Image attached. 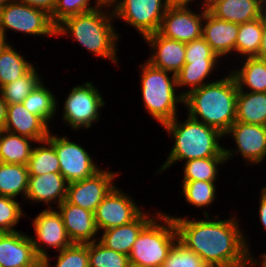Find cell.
Masks as SVG:
<instances>
[{
    "label": "cell",
    "mask_w": 266,
    "mask_h": 267,
    "mask_svg": "<svg viewBox=\"0 0 266 267\" xmlns=\"http://www.w3.org/2000/svg\"><path fill=\"white\" fill-rule=\"evenodd\" d=\"M56 97L43 83L33 90L24 100L23 105L31 113L38 116L47 126L56 113Z\"/></svg>",
    "instance_id": "obj_31"
},
{
    "label": "cell",
    "mask_w": 266,
    "mask_h": 267,
    "mask_svg": "<svg viewBox=\"0 0 266 267\" xmlns=\"http://www.w3.org/2000/svg\"><path fill=\"white\" fill-rule=\"evenodd\" d=\"M0 266L42 267L31 237L18 231L0 233Z\"/></svg>",
    "instance_id": "obj_15"
},
{
    "label": "cell",
    "mask_w": 266,
    "mask_h": 267,
    "mask_svg": "<svg viewBox=\"0 0 266 267\" xmlns=\"http://www.w3.org/2000/svg\"><path fill=\"white\" fill-rule=\"evenodd\" d=\"M260 201H261L259 208L260 221L263 224L264 228L266 229V193L264 191L261 192Z\"/></svg>",
    "instance_id": "obj_44"
},
{
    "label": "cell",
    "mask_w": 266,
    "mask_h": 267,
    "mask_svg": "<svg viewBox=\"0 0 266 267\" xmlns=\"http://www.w3.org/2000/svg\"><path fill=\"white\" fill-rule=\"evenodd\" d=\"M68 182L61 173H46L43 175H29L26 199L34 202H45L49 205L51 201L58 205L67 196Z\"/></svg>",
    "instance_id": "obj_22"
},
{
    "label": "cell",
    "mask_w": 266,
    "mask_h": 267,
    "mask_svg": "<svg viewBox=\"0 0 266 267\" xmlns=\"http://www.w3.org/2000/svg\"><path fill=\"white\" fill-rule=\"evenodd\" d=\"M55 267H89L87 244L72 243L61 250Z\"/></svg>",
    "instance_id": "obj_39"
},
{
    "label": "cell",
    "mask_w": 266,
    "mask_h": 267,
    "mask_svg": "<svg viewBox=\"0 0 266 267\" xmlns=\"http://www.w3.org/2000/svg\"><path fill=\"white\" fill-rule=\"evenodd\" d=\"M204 8L205 25L202 37L211 46L212 51L220 58L235 51V42L239 32V24L225 21L213 16Z\"/></svg>",
    "instance_id": "obj_19"
},
{
    "label": "cell",
    "mask_w": 266,
    "mask_h": 267,
    "mask_svg": "<svg viewBox=\"0 0 266 267\" xmlns=\"http://www.w3.org/2000/svg\"><path fill=\"white\" fill-rule=\"evenodd\" d=\"M29 141L33 139L5 130L0 134V162L27 165L33 148Z\"/></svg>",
    "instance_id": "obj_25"
},
{
    "label": "cell",
    "mask_w": 266,
    "mask_h": 267,
    "mask_svg": "<svg viewBox=\"0 0 266 267\" xmlns=\"http://www.w3.org/2000/svg\"><path fill=\"white\" fill-rule=\"evenodd\" d=\"M177 116L164 125L166 131L174 138V146L161 171L168 169L179 160L202 159L207 157H226L229 160L233 151L220 146L219 139L224 135L217 129L188 116L185 122H177Z\"/></svg>",
    "instance_id": "obj_3"
},
{
    "label": "cell",
    "mask_w": 266,
    "mask_h": 267,
    "mask_svg": "<svg viewBox=\"0 0 266 267\" xmlns=\"http://www.w3.org/2000/svg\"><path fill=\"white\" fill-rule=\"evenodd\" d=\"M102 8L63 19L56 25V35L68 36L70 33L75 41L94 55L116 63V41L119 35L111 23L114 14L111 11V14L107 11L105 13Z\"/></svg>",
    "instance_id": "obj_4"
},
{
    "label": "cell",
    "mask_w": 266,
    "mask_h": 267,
    "mask_svg": "<svg viewBox=\"0 0 266 267\" xmlns=\"http://www.w3.org/2000/svg\"><path fill=\"white\" fill-rule=\"evenodd\" d=\"M3 130L31 138L36 143L47 139L50 132L49 127L38 116L31 114L23 103L7 105Z\"/></svg>",
    "instance_id": "obj_20"
},
{
    "label": "cell",
    "mask_w": 266,
    "mask_h": 267,
    "mask_svg": "<svg viewBox=\"0 0 266 267\" xmlns=\"http://www.w3.org/2000/svg\"><path fill=\"white\" fill-rule=\"evenodd\" d=\"M32 67L33 64L9 44L0 54V89L25 75Z\"/></svg>",
    "instance_id": "obj_29"
},
{
    "label": "cell",
    "mask_w": 266,
    "mask_h": 267,
    "mask_svg": "<svg viewBox=\"0 0 266 267\" xmlns=\"http://www.w3.org/2000/svg\"><path fill=\"white\" fill-rule=\"evenodd\" d=\"M48 139L53 143L60 173L68 184L91 177L100 170L88 152L67 137H58L49 132Z\"/></svg>",
    "instance_id": "obj_10"
},
{
    "label": "cell",
    "mask_w": 266,
    "mask_h": 267,
    "mask_svg": "<svg viewBox=\"0 0 266 267\" xmlns=\"http://www.w3.org/2000/svg\"><path fill=\"white\" fill-rule=\"evenodd\" d=\"M8 45H9L8 42H6V35H4L0 31V54Z\"/></svg>",
    "instance_id": "obj_47"
},
{
    "label": "cell",
    "mask_w": 266,
    "mask_h": 267,
    "mask_svg": "<svg viewBox=\"0 0 266 267\" xmlns=\"http://www.w3.org/2000/svg\"><path fill=\"white\" fill-rule=\"evenodd\" d=\"M218 59L203 37L186 43L185 63L217 62Z\"/></svg>",
    "instance_id": "obj_41"
},
{
    "label": "cell",
    "mask_w": 266,
    "mask_h": 267,
    "mask_svg": "<svg viewBox=\"0 0 266 267\" xmlns=\"http://www.w3.org/2000/svg\"><path fill=\"white\" fill-rule=\"evenodd\" d=\"M22 213L19 202L0 195V232H16L13 226L18 223Z\"/></svg>",
    "instance_id": "obj_40"
},
{
    "label": "cell",
    "mask_w": 266,
    "mask_h": 267,
    "mask_svg": "<svg viewBox=\"0 0 266 267\" xmlns=\"http://www.w3.org/2000/svg\"><path fill=\"white\" fill-rule=\"evenodd\" d=\"M204 10L198 15L186 4H171L165 11L159 33L166 38L188 43L202 37Z\"/></svg>",
    "instance_id": "obj_12"
},
{
    "label": "cell",
    "mask_w": 266,
    "mask_h": 267,
    "mask_svg": "<svg viewBox=\"0 0 266 267\" xmlns=\"http://www.w3.org/2000/svg\"><path fill=\"white\" fill-rule=\"evenodd\" d=\"M33 66L25 75L0 89L3 100L9 104L22 103L23 100L43 82Z\"/></svg>",
    "instance_id": "obj_32"
},
{
    "label": "cell",
    "mask_w": 266,
    "mask_h": 267,
    "mask_svg": "<svg viewBox=\"0 0 266 267\" xmlns=\"http://www.w3.org/2000/svg\"><path fill=\"white\" fill-rule=\"evenodd\" d=\"M232 134L237 152L250 163H260L266 156V126L235 121L225 133Z\"/></svg>",
    "instance_id": "obj_16"
},
{
    "label": "cell",
    "mask_w": 266,
    "mask_h": 267,
    "mask_svg": "<svg viewBox=\"0 0 266 267\" xmlns=\"http://www.w3.org/2000/svg\"><path fill=\"white\" fill-rule=\"evenodd\" d=\"M170 216L176 224L178 240L213 267H251L258 262L250 255L247 240L237 219L210 221ZM186 218V219H185ZM250 265V266H249Z\"/></svg>",
    "instance_id": "obj_1"
},
{
    "label": "cell",
    "mask_w": 266,
    "mask_h": 267,
    "mask_svg": "<svg viewBox=\"0 0 266 267\" xmlns=\"http://www.w3.org/2000/svg\"><path fill=\"white\" fill-rule=\"evenodd\" d=\"M7 29L29 35H56V25L46 11L17 1L0 9V31L6 35Z\"/></svg>",
    "instance_id": "obj_7"
},
{
    "label": "cell",
    "mask_w": 266,
    "mask_h": 267,
    "mask_svg": "<svg viewBox=\"0 0 266 267\" xmlns=\"http://www.w3.org/2000/svg\"><path fill=\"white\" fill-rule=\"evenodd\" d=\"M156 217L142 228L134 242L128 255L131 265L161 267L169 251L178 240L174 219L161 212ZM158 220L165 224L157 223Z\"/></svg>",
    "instance_id": "obj_5"
},
{
    "label": "cell",
    "mask_w": 266,
    "mask_h": 267,
    "mask_svg": "<svg viewBox=\"0 0 266 267\" xmlns=\"http://www.w3.org/2000/svg\"><path fill=\"white\" fill-rule=\"evenodd\" d=\"M49 209L43 210L33 222L36 238H32L34 251L37 257L42 261V267H52L49 263L47 249L43 248L45 244L48 247L57 248L61 251L72 244L69 239L63 218L59 211L49 205Z\"/></svg>",
    "instance_id": "obj_11"
},
{
    "label": "cell",
    "mask_w": 266,
    "mask_h": 267,
    "mask_svg": "<svg viewBox=\"0 0 266 267\" xmlns=\"http://www.w3.org/2000/svg\"><path fill=\"white\" fill-rule=\"evenodd\" d=\"M161 267H213L205 264L194 251L188 249L179 240L168 253Z\"/></svg>",
    "instance_id": "obj_37"
},
{
    "label": "cell",
    "mask_w": 266,
    "mask_h": 267,
    "mask_svg": "<svg viewBox=\"0 0 266 267\" xmlns=\"http://www.w3.org/2000/svg\"><path fill=\"white\" fill-rule=\"evenodd\" d=\"M237 95L238 85L230 72L226 78L189 91L184 96L183 104L189 111V117L196 121H200V117V122L225 135L236 121Z\"/></svg>",
    "instance_id": "obj_2"
},
{
    "label": "cell",
    "mask_w": 266,
    "mask_h": 267,
    "mask_svg": "<svg viewBox=\"0 0 266 267\" xmlns=\"http://www.w3.org/2000/svg\"><path fill=\"white\" fill-rule=\"evenodd\" d=\"M242 68L233 70L239 90L244 87L250 92H266V60L246 57Z\"/></svg>",
    "instance_id": "obj_26"
},
{
    "label": "cell",
    "mask_w": 266,
    "mask_h": 267,
    "mask_svg": "<svg viewBox=\"0 0 266 267\" xmlns=\"http://www.w3.org/2000/svg\"><path fill=\"white\" fill-rule=\"evenodd\" d=\"M15 1L30 5L34 8L44 10L49 15L53 13L56 6V0H15Z\"/></svg>",
    "instance_id": "obj_42"
},
{
    "label": "cell",
    "mask_w": 266,
    "mask_h": 267,
    "mask_svg": "<svg viewBox=\"0 0 266 267\" xmlns=\"http://www.w3.org/2000/svg\"><path fill=\"white\" fill-rule=\"evenodd\" d=\"M13 1L15 0H0V9L4 7L5 5H7L8 3L13 2Z\"/></svg>",
    "instance_id": "obj_49"
},
{
    "label": "cell",
    "mask_w": 266,
    "mask_h": 267,
    "mask_svg": "<svg viewBox=\"0 0 266 267\" xmlns=\"http://www.w3.org/2000/svg\"><path fill=\"white\" fill-rule=\"evenodd\" d=\"M182 191L186 202L197 207H207L215 200L214 181H183Z\"/></svg>",
    "instance_id": "obj_36"
},
{
    "label": "cell",
    "mask_w": 266,
    "mask_h": 267,
    "mask_svg": "<svg viewBox=\"0 0 266 267\" xmlns=\"http://www.w3.org/2000/svg\"><path fill=\"white\" fill-rule=\"evenodd\" d=\"M28 178L27 165L0 162V195L14 199L22 192L26 198Z\"/></svg>",
    "instance_id": "obj_27"
},
{
    "label": "cell",
    "mask_w": 266,
    "mask_h": 267,
    "mask_svg": "<svg viewBox=\"0 0 266 267\" xmlns=\"http://www.w3.org/2000/svg\"><path fill=\"white\" fill-rule=\"evenodd\" d=\"M89 1L90 0H56L55 9L50 15L51 21L57 25L69 16L87 13L101 7L98 3L91 7Z\"/></svg>",
    "instance_id": "obj_38"
},
{
    "label": "cell",
    "mask_w": 266,
    "mask_h": 267,
    "mask_svg": "<svg viewBox=\"0 0 266 267\" xmlns=\"http://www.w3.org/2000/svg\"><path fill=\"white\" fill-rule=\"evenodd\" d=\"M226 161V157H207L192 159L185 163L183 181H215L217 165Z\"/></svg>",
    "instance_id": "obj_34"
},
{
    "label": "cell",
    "mask_w": 266,
    "mask_h": 267,
    "mask_svg": "<svg viewBox=\"0 0 266 267\" xmlns=\"http://www.w3.org/2000/svg\"><path fill=\"white\" fill-rule=\"evenodd\" d=\"M262 39V17L239 24L235 52L245 57H256Z\"/></svg>",
    "instance_id": "obj_30"
},
{
    "label": "cell",
    "mask_w": 266,
    "mask_h": 267,
    "mask_svg": "<svg viewBox=\"0 0 266 267\" xmlns=\"http://www.w3.org/2000/svg\"><path fill=\"white\" fill-rule=\"evenodd\" d=\"M142 99L145 109L161 125L176 117L177 103L184 102V96L175 93L176 75L169 77L168 71L159 69L149 62L141 65Z\"/></svg>",
    "instance_id": "obj_6"
},
{
    "label": "cell",
    "mask_w": 266,
    "mask_h": 267,
    "mask_svg": "<svg viewBox=\"0 0 266 267\" xmlns=\"http://www.w3.org/2000/svg\"><path fill=\"white\" fill-rule=\"evenodd\" d=\"M192 0H169L170 4H186L190 3Z\"/></svg>",
    "instance_id": "obj_48"
},
{
    "label": "cell",
    "mask_w": 266,
    "mask_h": 267,
    "mask_svg": "<svg viewBox=\"0 0 266 267\" xmlns=\"http://www.w3.org/2000/svg\"><path fill=\"white\" fill-rule=\"evenodd\" d=\"M128 267H139V266H134V265H131V264H130Z\"/></svg>",
    "instance_id": "obj_54"
},
{
    "label": "cell",
    "mask_w": 266,
    "mask_h": 267,
    "mask_svg": "<svg viewBox=\"0 0 266 267\" xmlns=\"http://www.w3.org/2000/svg\"><path fill=\"white\" fill-rule=\"evenodd\" d=\"M169 0H120L114 5V18L133 26L143 38L159 31Z\"/></svg>",
    "instance_id": "obj_8"
},
{
    "label": "cell",
    "mask_w": 266,
    "mask_h": 267,
    "mask_svg": "<svg viewBox=\"0 0 266 267\" xmlns=\"http://www.w3.org/2000/svg\"><path fill=\"white\" fill-rule=\"evenodd\" d=\"M7 103L0 96V130L4 129L6 123Z\"/></svg>",
    "instance_id": "obj_45"
},
{
    "label": "cell",
    "mask_w": 266,
    "mask_h": 267,
    "mask_svg": "<svg viewBox=\"0 0 266 267\" xmlns=\"http://www.w3.org/2000/svg\"><path fill=\"white\" fill-rule=\"evenodd\" d=\"M264 10L266 11V0H261ZM265 5V6H264Z\"/></svg>",
    "instance_id": "obj_51"
},
{
    "label": "cell",
    "mask_w": 266,
    "mask_h": 267,
    "mask_svg": "<svg viewBox=\"0 0 266 267\" xmlns=\"http://www.w3.org/2000/svg\"><path fill=\"white\" fill-rule=\"evenodd\" d=\"M238 89L236 121L266 126V92H244Z\"/></svg>",
    "instance_id": "obj_24"
},
{
    "label": "cell",
    "mask_w": 266,
    "mask_h": 267,
    "mask_svg": "<svg viewBox=\"0 0 266 267\" xmlns=\"http://www.w3.org/2000/svg\"><path fill=\"white\" fill-rule=\"evenodd\" d=\"M207 2H208V0H204V6H206Z\"/></svg>",
    "instance_id": "obj_52"
},
{
    "label": "cell",
    "mask_w": 266,
    "mask_h": 267,
    "mask_svg": "<svg viewBox=\"0 0 266 267\" xmlns=\"http://www.w3.org/2000/svg\"><path fill=\"white\" fill-rule=\"evenodd\" d=\"M89 267H128L129 257L126 254L106 248L99 241L87 244Z\"/></svg>",
    "instance_id": "obj_35"
},
{
    "label": "cell",
    "mask_w": 266,
    "mask_h": 267,
    "mask_svg": "<svg viewBox=\"0 0 266 267\" xmlns=\"http://www.w3.org/2000/svg\"><path fill=\"white\" fill-rule=\"evenodd\" d=\"M206 8L213 16L237 24L261 18L265 12L261 0H208Z\"/></svg>",
    "instance_id": "obj_21"
},
{
    "label": "cell",
    "mask_w": 266,
    "mask_h": 267,
    "mask_svg": "<svg viewBox=\"0 0 266 267\" xmlns=\"http://www.w3.org/2000/svg\"><path fill=\"white\" fill-rule=\"evenodd\" d=\"M95 2H97L101 7L111 6L112 8L114 3L115 5L118 3V0H96Z\"/></svg>",
    "instance_id": "obj_46"
},
{
    "label": "cell",
    "mask_w": 266,
    "mask_h": 267,
    "mask_svg": "<svg viewBox=\"0 0 266 267\" xmlns=\"http://www.w3.org/2000/svg\"><path fill=\"white\" fill-rule=\"evenodd\" d=\"M262 261L260 262L262 267H266V253L262 254Z\"/></svg>",
    "instance_id": "obj_50"
},
{
    "label": "cell",
    "mask_w": 266,
    "mask_h": 267,
    "mask_svg": "<svg viewBox=\"0 0 266 267\" xmlns=\"http://www.w3.org/2000/svg\"><path fill=\"white\" fill-rule=\"evenodd\" d=\"M57 206L72 243L88 244L97 241L93 238L98 232L93 212L69 203L66 199Z\"/></svg>",
    "instance_id": "obj_17"
},
{
    "label": "cell",
    "mask_w": 266,
    "mask_h": 267,
    "mask_svg": "<svg viewBox=\"0 0 266 267\" xmlns=\"http://www.w3.org/2000/svg\"><path fill=\"white\" fill-rule=\"evenodd\" d=\"M116 186L105 196L94 212L97 230H107L134 221L143 211Z\"/></svg>",
    "instance_id": "obj_13"
},
{
    "label": "cell",
    "mask_w": 266,
    "mask_h": 267,
    "mask_svg": "<svg viewBox=\"0 0 266 267\" xmlns=\"http://www.w3.org/2000/svg\"><path fill=\"white\" fill-rule=\"evenodd\" d=\"M45 146L33 147L31 157L27 163L29 175H43L46 173H60L58 156L56 154L53 143L47 138L40 141Z\"/></svg>",
    "instance_id": "obj_28"
},
{
    "label": "cell",
    "mask_w": 266,
    "mask_h": 267,
    "mask_svg": "<svg viewBox=\"0 0 266 267\" xmlns=\"http://www.w3.org/2000/svg\"><path fill=\"white\" fill-rule=\"evenodd\" d=\"M144 40L154 49L147 62L175 75L182 69L185 64L186 43L166 38L159 32L147 35Z\"/></svg>",
    "instance_id": "obj_18"
},
{
    "label": "cell",
    "mask_w": 266,
    "mask_h": 267,
    "mask_svg": "<svg viewBox=\"0 0 266 267\" xmlns=\"http://www.w3.org/2000/svg\"><path fill=\"white\" fill-rule=\"evenodd\" d=\"M144 213L130 223L103 230V235L98 241L106 248L129 255L140 231L152 219L148 217L150 214Z\"/></svg>",
    "instance_id": "obj_23"
},
{
    "label": "cell",
    "mask_w": 266,
    "mask_h": 267,
    "mask_svg": "<svg viewBox=\"0 0 266 267\" xmlns=\"http://www.w3.org/2000/svg\"><path fill=\"white\" fill-rule=\"evenodd\" d=\"M118 175L100 169L93 176L68 184L66 200L90 212H95L98 205L115 186L113 179Z\"/></svg>",
    "instance_id": "obj_14"
},
{
    "label": "cell",
    "mask_w": 266,
    "mask_h": 267,
    "mask_svg": "<svg viewBox=\"0 0 266 267\" xmlns=\"http://www.w3.org/2000/svg\"><path fill=\"white\" fill-rule=\"evenodd\" d=\"M262 191H264V192L266 193V186H265V187H263Z\"/></svg>",
    "instance_id": "obj_53"
},
{
    "label": "cell",
    "mask_w": 266,
    "mask_h": 267,
    "mask_svg": "<svg viewBox=\"0 0 266 267\" xmlns=\"http://www.w3.org/2000/svg\"><path fill=\"white\" fill-rule=\"evenodd\" d=\"M218 62H198V63H185L182 69L176 74L177 87L189 85L191 89L181 93L185 96L189 91L202 87L203 81L214 69Z\"/></svg>",
    "instance_id": "obj_33"
},
{
    "label": "cell",
    "mask_w": 266,
    "mask_h": 267,
    "mask_svg": "<svg viewBox=\"0 0 266 267\" xmlns=\"http://www.w3.org/2000/svg\"><path fill=\"white\" fill-rule=\"evenodd\" d=\"M256 58L266 60V11L262 14V39Z\"/></svg>",
    "instance_id": "obj_43"
},
{
    "label": "cell",
    "mask_w": 266,
    "mask_h": 267,
    "mask_svg": "<svg viewBox=\"0 0 266 267\" xmlns=\"http://www.w3.org/2000/svg\"><path fill=\"white\" fill-rule=\"evenodd\" d=\"M64 103L62 118L75 130L90 128L95 120H99V109L105 105L102 95L91 82L73 87Z\"/></svg>",
    "instance_id": "obj_9"
}]
</instances>
